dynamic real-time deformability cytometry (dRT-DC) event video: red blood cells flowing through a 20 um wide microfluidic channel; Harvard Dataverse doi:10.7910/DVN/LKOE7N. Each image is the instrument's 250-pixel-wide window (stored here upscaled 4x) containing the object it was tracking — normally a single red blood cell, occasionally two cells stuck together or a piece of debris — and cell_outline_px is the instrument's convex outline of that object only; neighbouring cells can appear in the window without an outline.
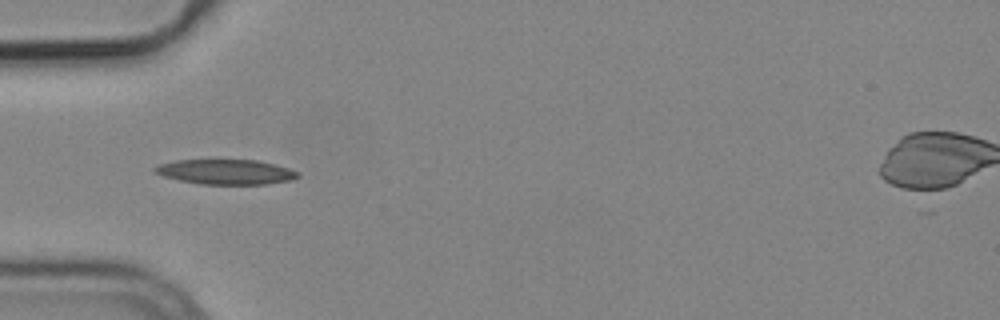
{"species": "common noctule bat (a hibernating species)", "species_latin": "Nyctalus noctula", "temperature_condition": "cold", "stored_images_in_passage": 7, "camera_frame_rate_fps": 3000, "um_per_image_px": 0.085, "animal": {"sex": "male", "body_mass_g": 19.2, "forearm_length_mm": 51.8}, "frame": {"image": 1, "passage_image": 5, "time_ms": 1.333, "image_size_px": [1000, 320], "cell_outline_px": [[300, 176], [288, 180], [268, 184], [200, 184], [180, 180], [164, 176], [152, 172], [152, 168], [160, 164], [176, 160], [256, 160], [288, 168], [300, 172]], "centroid_in_image_um": [19.16, 14.61], "position_along_channel_um": 65.8, "area_um2": 20.63}}
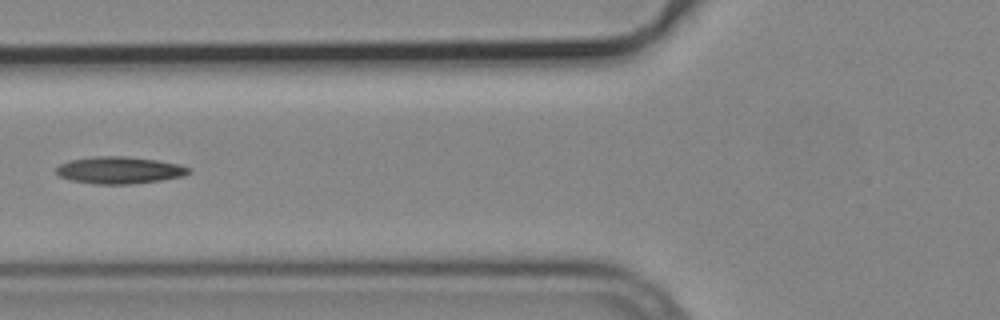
{"frame": {"image": 2, "passage_image": 6, "time_ms": 1.667, "image_size_px": [1000, 320], "cell_outline_px": [[192, 172], [184, 176], [160, 180], [128, 184], [96, 184], [72, 180], [60, 176], [56, 172], [56, 168], [60, 164], [72, 160], [96, 156], [124, 156], [156, 160], [180, 164], [192, 168]], "centroid_in_image_um": [10.21, 14.46], "position_along_channel_um": 115.6, "area_um2": 20.75}}
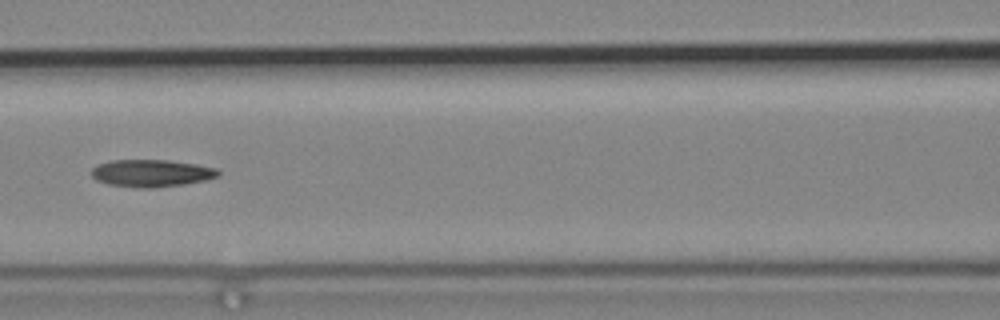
{"frame": {"image": 3, "passage_image": 7, "time_ms": 2.0, "image_size_px": [1000, 320], "cell_outline_px": [[220, 176], [208, 180], [184, 184], [152, 188], [140, 188], [108, 184], [96, 180], [92, 176], [92, 168], [100, 164], [112, 160], [168, 160], [196, 164], [216, 168], [220, 172]], "centroid_in_image_um": [12.91, 14.72], "position_along_channel_um": 153.7, "area_um2": 20.17}}